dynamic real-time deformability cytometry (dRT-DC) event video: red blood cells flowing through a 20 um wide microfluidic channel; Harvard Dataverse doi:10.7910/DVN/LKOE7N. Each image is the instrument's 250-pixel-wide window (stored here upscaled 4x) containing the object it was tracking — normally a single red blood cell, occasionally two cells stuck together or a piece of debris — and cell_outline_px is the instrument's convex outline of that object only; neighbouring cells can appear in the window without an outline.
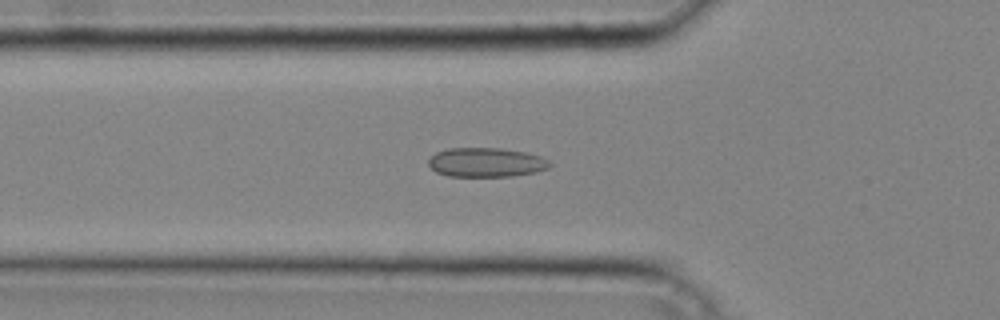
{"species": "common noctule bat (a hibernating species)", "species_latin": "Nyctalus noctula", "temperature_condition": "cold", "stored_images_in_passage": 40, "camera_frame_rate_fps": 3000, "um_per_image_px": 0.085, "animal": {"sex": "male", "body_mass_g": 20.4}, "frame": {"image": 1, "passage_image": 14, "time_ms": 4.333, "image_size_px": [1000, 320], "cell_outline_px": [[552, 164], [548, 168], [536, 172], [512, 176], [448, 176], [436, 172], [428, 164], [428, 160], [436, 152], [448, 148], [500, 148], [524, 152], [540, 156], [548, 160]], "centroid_in_image_um": [41.32, 13.8], "position_along_channel_um": 84.5, "area_um2": 20.63}}
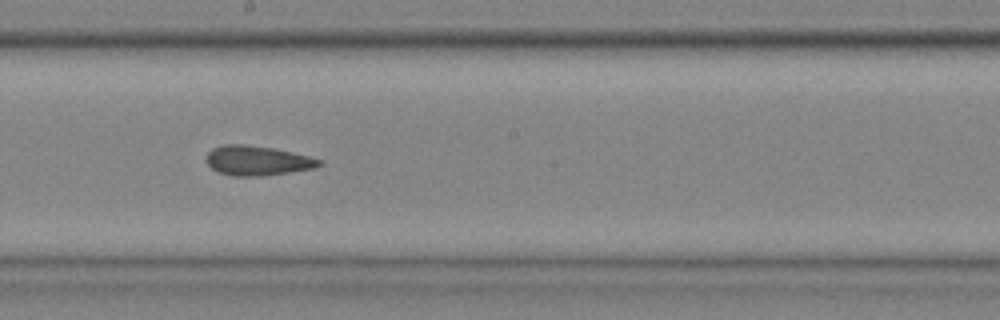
{"frame": {"image": 2, "passage_image": 23, "time_ms": 7.333, "image_size_px": [1000, 320], "cell_outline_px": [[324, 164], [312, 168], [288, 172], [260, 176], [232, 176], [220, 172], [212, 168], [208, 164], [208, 152], [212, 148], [224, 144], [244, 144], [276, 148], [312, 156], [324, 160]], "centroid_in_image_um": [21.94, 13.63], "position_along_channel_um": 226.3, "area_um2": 19.59}}
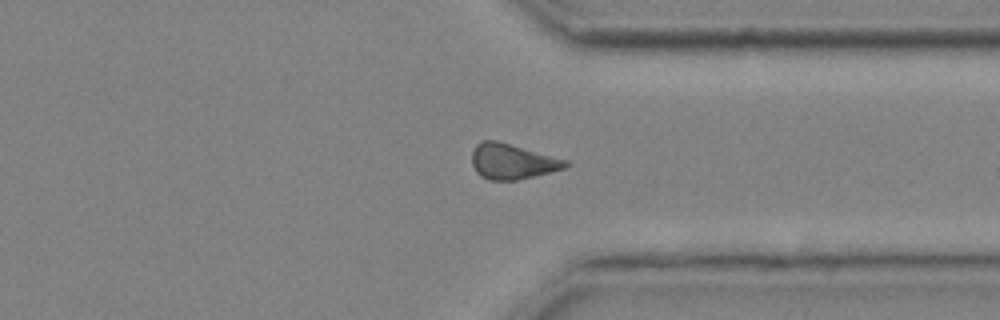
{"frame": {"image": 3, "passage_image": 32, "time_ms": 10.333, "image_size_px": [1000, 320], "cell_outline_px": [[568, 164], [564, 168], [516, 180], [492, 180], [480, 176], [476, 172], [472, 164], [472, 152], [476, 144], [480, 140], [500, 140], [568, 160]], "centroid_in_image_um": [43.5, 13.69], "position_along_channel_um": 367.9, "area_um2": 19.36}}